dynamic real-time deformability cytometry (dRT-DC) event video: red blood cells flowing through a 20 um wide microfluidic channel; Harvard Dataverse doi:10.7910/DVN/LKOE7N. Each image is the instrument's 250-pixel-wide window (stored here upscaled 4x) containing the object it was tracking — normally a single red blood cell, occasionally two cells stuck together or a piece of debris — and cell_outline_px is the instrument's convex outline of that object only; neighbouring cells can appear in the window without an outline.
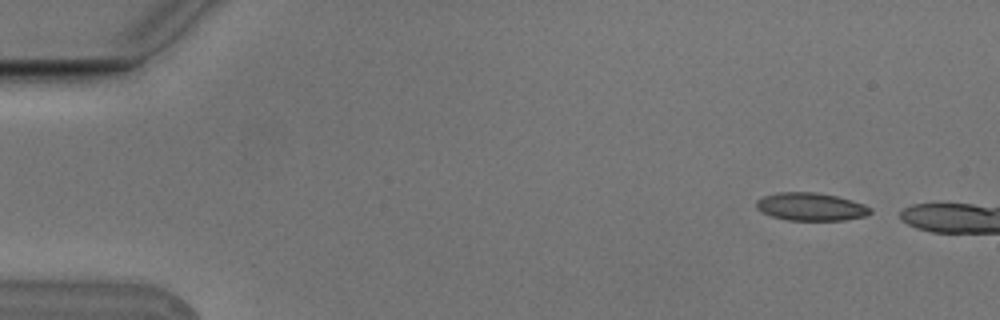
{"species": "Egyptian fruit bat (a non-hibernating species)", "species_latin": "Rousettus aegyptiacus", "temperature_condition": "cold", "stored_images_in_passage": 2, "segment_of_instrument_passage": [2, 2], "camera_frame_rate_fps": 3000, "um_per_image_px": 0.085, "animal": {"sex": "male"}, "frame": {"image": 1, "passage_image": 2, "time_ms": 0.333, "image_size_px": [1000, 320], "cell_outline_px": [[872, 212], [864, 216], [844, 220], [788, 220], [772, 216], [756, 208], [756, 200], [764, 196], [776, 192], [816, 192], [836, 196], [852, 200], [864, 204], [872, 208]], "centroid_in_image_um": [68.93, 17.56], "position_along_channel_um": 16.1, "area_um2": 18.5}}